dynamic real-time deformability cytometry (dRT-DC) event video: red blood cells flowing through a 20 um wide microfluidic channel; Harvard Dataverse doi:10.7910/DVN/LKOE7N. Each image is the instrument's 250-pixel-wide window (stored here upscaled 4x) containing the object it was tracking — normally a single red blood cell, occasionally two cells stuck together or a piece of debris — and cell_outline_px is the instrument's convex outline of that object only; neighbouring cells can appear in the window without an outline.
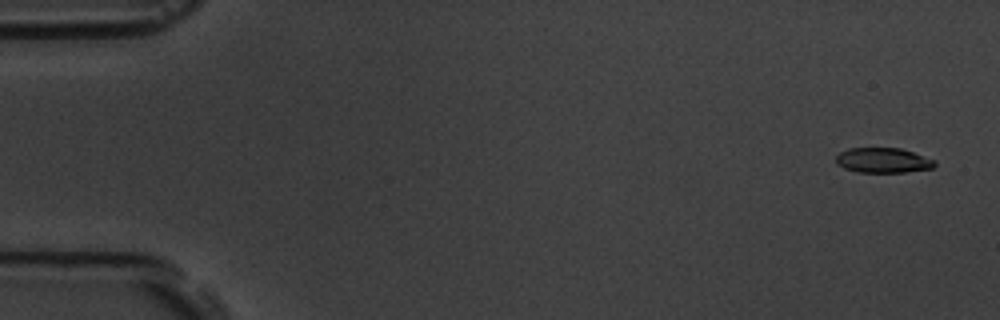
{"species": "common noctule bat (a hibernating species)", "species_latin": "Nyctalus noctula", "temperature_condition": "room temperature", "stored_images_in_passage": 4, "camera_frame_rate_fps": 3000, "um_per_image_px": 0.085, "animal": {"sex": "male", "body_mass_g": 19.5, "forearm_length_mm": 54.6}, "frame": {"image": 1, "passage_image": 1, "time_ms": 0.0, "image_size_px": [1000, 320], "cell_outline_px": [[936, 164], [932, 168], [904, 172], [856, 172], [844, 168], [836, 164], [836, 156], [840, 152], [848, 148], [900, 148], [936, 160]], "centroid_in_image_um": [75.04, 13.63], "position_along_channel_um": 10.0, "area_um2": 14.39}}